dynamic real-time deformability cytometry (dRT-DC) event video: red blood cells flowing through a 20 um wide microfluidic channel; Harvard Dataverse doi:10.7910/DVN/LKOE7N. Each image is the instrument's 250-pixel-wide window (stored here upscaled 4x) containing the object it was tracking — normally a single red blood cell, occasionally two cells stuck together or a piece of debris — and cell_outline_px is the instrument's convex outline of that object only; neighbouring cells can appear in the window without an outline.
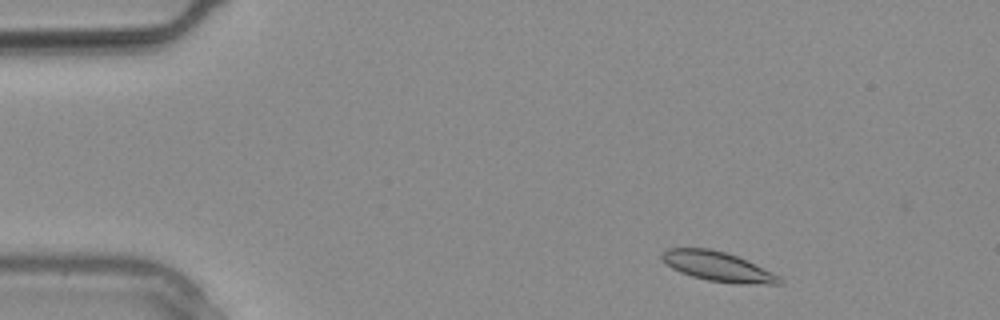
{"species": "common noctule bat (a hibernating species)", "species_latin": "Nyctalus noctula", "temperature_condition": "warm", "stored_images_in_passage": 1, "camera_frame_rate_fps": 3000, "um_per_image_px": 0.085, "animal": {"sex": "male", "body_mass_g": 20.4}, "frame": {"image": 1, "passage_image": 1, "time_ms": 0.0, "image_size_px": [1000, 320], "cell_outline_px": [[784, 284], [740, 284], [708, 280], [692, 276], [680, 272], [672, 268], [660, 256], [660, 252], [668, 248], [712, 248], [740, 256], [780, 276], [784, 280]], "centroid_in_image_um": [61.06, 22.64], "position_along_channel_um": 23.9, "area_um2": 20.52}}